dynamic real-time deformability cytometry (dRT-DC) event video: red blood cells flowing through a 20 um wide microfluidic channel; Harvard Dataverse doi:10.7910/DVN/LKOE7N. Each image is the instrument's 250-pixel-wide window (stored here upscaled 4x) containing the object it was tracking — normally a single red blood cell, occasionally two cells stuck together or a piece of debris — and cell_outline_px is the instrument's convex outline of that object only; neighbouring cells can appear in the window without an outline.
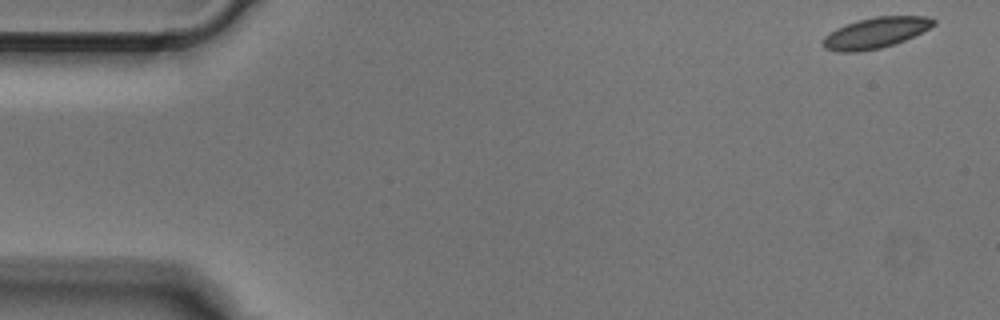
{"species": "Egyptian fruit bat (a non-hibernating species)", "species_latin": "Rousettus aegyptiacus", "temperature_condition": "cold", "stored_images_in_passage": 6, "camera_frame_rate_fps": 3000, "um_per_image_px": 0.085, "animal": {"sex": "male"}, "frame": {"image": 1, "passage_image": 1, "time_ms": 0.0, "image_size_px": [1000, 320], "cell_outline_px": [[936, 24], [904, 40], [880, 48], [860, 52], [840, 52], [824, 48], [824, 36], [836, 28], [860, 20], [876, 16], [928, 16], [936, 20]], "centroid_in_image_um": [74.42, 2.79], "position_along_channel_um": 10.6, "area_um2": 19.48}}
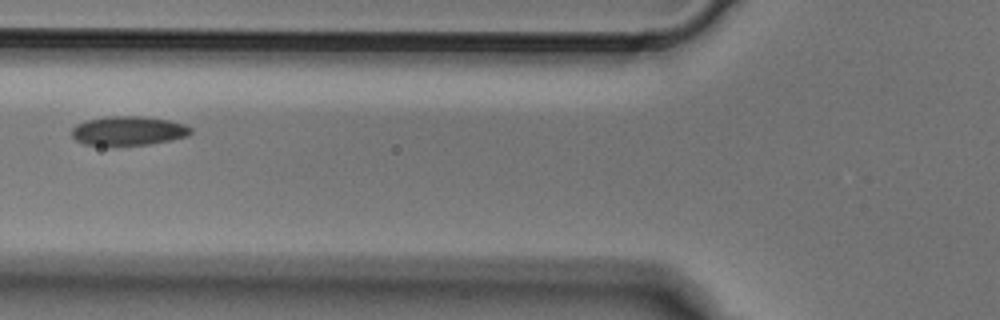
{"frame": {"image": 2, "passage_image": 5, "time_ms": 1.333, "image_size_px": [1000, 320], "cell_outline_px": [[192, 132], [188, 136], [172, 140], [148, 144], [84, 144], [76, 140], [72, 136], [72, 128], [76, 124], [84, 120], [108, 116], [144, 116], [168, 120], [184, 124], [192, 128]], "centroid_in_image_um": [10.92, 11.09], "position_along_channel_um": 114.9, "area_um2": 20.06}}
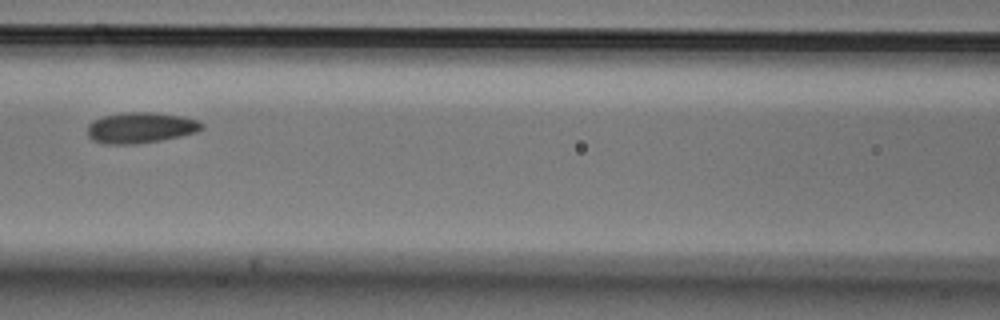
{"frame": {"image": 3, "passage_image": 6, "time_ms": 1.667, "image_size_px": [1000, 320], "cell_outline_px": [[204, 128], [196, 132], [180, 136], [160, 140], [136, 144], [104, 144], [92, 140], [88, 136], [88, 124], [92, 120], [104, 116], [124, 112], [152, 112], [180, 116], [196, 120], [204, 124]], "centroid_in_image_um": [11.92, 10.86], "position_along_channel_um": 154.7, "area_um2": 20.52}}